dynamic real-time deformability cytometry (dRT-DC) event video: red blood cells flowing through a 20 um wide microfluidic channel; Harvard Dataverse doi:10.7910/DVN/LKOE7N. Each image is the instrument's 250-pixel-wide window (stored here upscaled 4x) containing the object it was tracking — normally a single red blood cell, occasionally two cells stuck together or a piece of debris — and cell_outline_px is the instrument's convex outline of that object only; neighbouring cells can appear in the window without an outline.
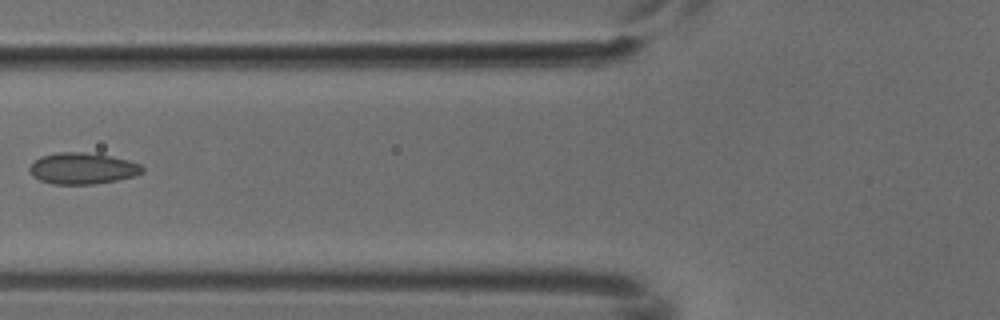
{"species": "common noctule bat (a hibernating species)", "species_latin": "Nyctalus noctula", "temperature_condition": "cold", "stored_images_in_passage": 7, "camera_frame_rate_fps": 3000, "um_per_image_px": 0.085, "animal": {"sex": "male", "body_mass_g": 18.8}, "frame": {"image": 1, "passage_image": 6, "time_ms": 1.667, "image_size_px": [1000, 320], "cell_outline_px": [[144, 172], [136, 176], [116, 180], [92, 184], [52, 184], [40, 180], [32, 176], [28, 172], [28, 168], [40, 156], [56, 152], [84, 152], [112, 156], [128, 160], [140, 164], [144, 168]], "centroid_in_image_um": [7.01, 14.31], "position_along_channel_um": 118.8, "area_um2": 20.75}}
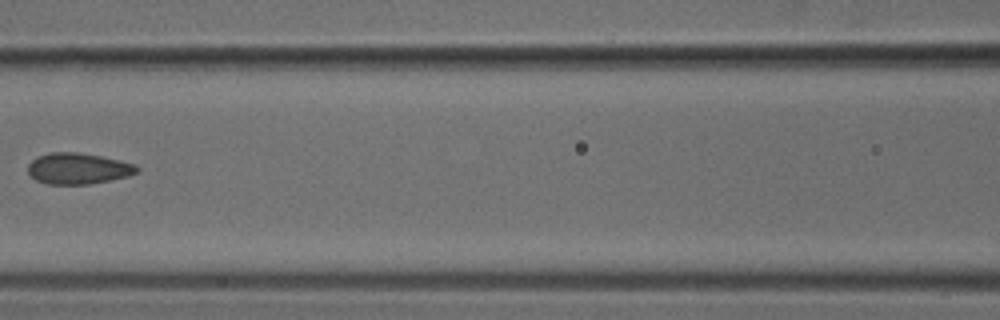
{"frame": {"image": 2, "passage_image": 7, "time_ms": 2.0, "image_size_px": [1000, 320], "cell_outline_px": [[140, 168], [136, 172], [128, 176], [88, 184], [48, 184], [36, 180], [28, 172], [28, 164], [32, 160], [40, 156], [52, 152], [80, 152], [100, 156], [136, 164]], "centroid_in_image_um": [6.64, 14.32], "position_along_channel_um": 160.0, "area_um2": 19.54}}